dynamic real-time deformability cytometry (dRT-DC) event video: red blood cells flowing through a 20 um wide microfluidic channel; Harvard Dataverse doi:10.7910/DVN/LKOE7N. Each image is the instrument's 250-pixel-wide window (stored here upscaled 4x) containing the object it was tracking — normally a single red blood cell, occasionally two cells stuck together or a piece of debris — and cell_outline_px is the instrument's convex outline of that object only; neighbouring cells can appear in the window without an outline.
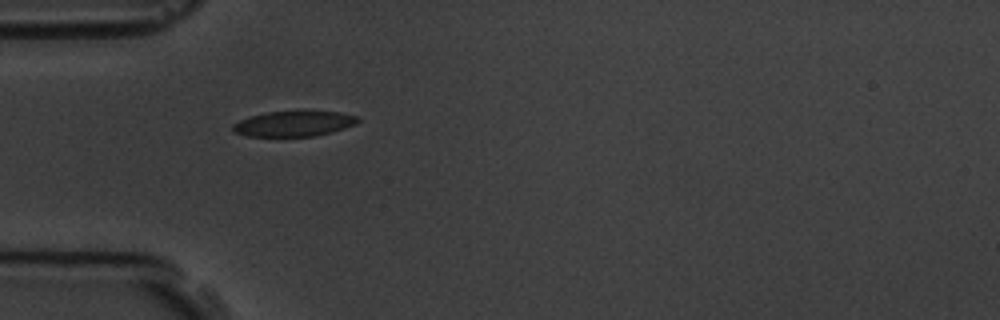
{"species": "common noctule bat (a hibernating species)", "species_latin": "Nyctalus noctula", "temperature_condition": "room temperature", "stored_images_in_passage": 2, "camera_frame_rate_fps": 3000, "um_per_image_px": 0.085, "animal": {"sex": "male", "body_mass_g": 19.5, "forearm_length_mm": 54.6}, "frame": {"image": 1, "passage_image": 1, "time_ms": 0.0, "image_size_px": [1000, 320], "cell_outline_px": [[360, 120], [356, 124], [332, 132], [316, 136], [248, 136], [236, 132], [232, 128], [232, 124], [240, 120], [252, 116], [268, 112], [304, 108], [340, 112], [356, 116]], "centroid_in_image_um": [25.04, 10.46], "position_along_channel_um": 60.0, "area_um2": 19.13}}
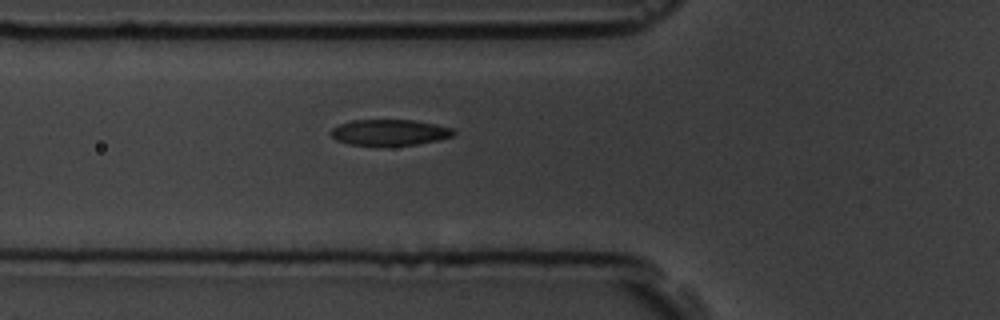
{"frame": {"image": 2, "passage_image": 2, "time_ms": 1.0, "image_size_px": [1000, 320], "cell_outline_px": [[456, 132], [452, 136], [436, 140], [416, 144], [348, 144], [336, 140], [332, 136], [332, 128], [340, 124], [352, 120], [412, 120], [436, 124], [452, 128]], "centroid_in_image_um": [33.12, 11.23], "position_along_channel_um": 92.7, "area_um2": 18.03}}